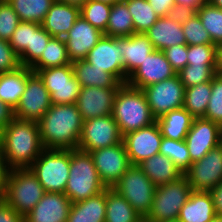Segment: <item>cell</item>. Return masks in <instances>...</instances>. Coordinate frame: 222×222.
I'll list each match as a JSON object with an SVG mask.
<instances>
[{"label": "cell", "instance_id": "cell-1", "mask_svg": "<svg viewBox=\"0 0 222 222\" xmlns=\"http://www.w3.org/2000/svg\"><path fill=\"white\" fill-rule=\"evenodd\" d=\"M0 147L9 169L29 168L45 149L38 122L15 118L0 132Z\"/></svg>", "mask_w": 222, "mask_h": 222}, {"label": "cell", "instance_id": "cell-2", "mask_svg": "<svg viewBox=\"0 0 222 222\" xmlns=\"http://www.w3.org/2000/svg\"><path fill=\"white\" fill-rule=\"evenodd\" d=\"M45 149H76L83 120L76 104H52L38 121Z\"/></svg>", "mask_w": 222, "mask_h": 222}, {"label": "cell", "instance_id": "cell-3", "mask_svg": "<svg viewBox=\"0 0 222 222\" xmlns=\"http://www.w3.org/2000/svg\"><path fill=\"white\" fill-rule=\"evenodd\" d=\"M112 116L122 136L156 122L143 91L127 84L116 94Z\"/></svg>", "mask_w": 222, "mask_h": 222}, {"label": "cell", "instance_id": "cell-4", "mask_svg": "<svg viewBox=\"0 0 222 222\" xmlns=\"http://www.w3.org/2000/svg\"><path fill=\"white\" fill-rule=\"evenodd\" d=\"M105 189L90 152L78 148L70 149L69 178L64 194L71 203L95 196Z\"/></svg>", "mask_w": 222, "mask_h": 222}, {"label": "cell", "instance_id": "cell-5", "mask_svg": "<svg viewBox=\"0 0 222 222\" xmlns=\"http://www.w3.org/2000/svg\"><path fill=\"white\" fill-rule=\"evenodd\" d=\"M45 193L30 168L9 170L4 200L21 216H26Z\"/></svg>", "mask_w": 222, "mask_h": 222}, {"label": "cell", "instance_id": "cell-6", "mask_svg": "<svg viewBox=\"0 0 222 222\" xmlns=\"http://www.w3.org/2000/svg\"><path fill=\"white\" fill-rule=\"evenodd\" d=\"M29 168L46 192L64 193L69 178L70 149H44Z\"/></svg>", "mask_w": 222, "mask_h": 222}, {"label": "cell", "instance_id": "cell-7", "mask_svg": "<svg viewBox=\"0 0 222 222\" xmlns=\"http://www.w3.org/2000/svg\"><path fill=\"white\" fill-rule=\"evenodd\" d=\"M156 188L138 165H132L112 187L141 217L149 214Z\"/></svg>", "mask_w": 222, "mask_h": 222}, {"label": "cell", "instance_id": "cell-8", "mask_svg": "<svg viewBox=\"0 0 222 222\" xmlns=\"http://www.w3.org/2000/svg\"><path fill=\"white\" fill-rule=\"evenodd\" d=\"M192 191L184 174L175 181L158 186L147 218L154 222L178 219L179 212Z\"/></svg>", "mask_w": 222, "mask_h": 222}, {"label": "cell", "instance_id": "cell-9", "mask_svg": "<svg viewBox=\"0 0 222 222\" xmlns=\"http://www.w3.org/2000/svg\"><path fill=\"white\" fill-rule=\"evenodd\" d=\"M37 73L44 81L52 104H76L82 87L76 80L72 64L40 69Z\"/></svg>", "mask_w": 222, "mask_h": 222}, {"label": "cell", "instance_id": "cell-10", "mask_svg": "<svg viewBox=\"0 0 222 222\" xmlns=\"http://www.w3.org/2000/svg\"><path fill=\"white\" fill-rule=\"evenodd\" d=\"M141 90L156 119L169 111L183 107L185 86L177 74Z\"/></svg>", "mask_w": 222, "mask_h": 222}, {"label": "cell", "instance_id": "cell-11", "mask_svg": "<svg viewBox=\"0 0 222 222\" xmlns=\"http://www.w3.org/2000/svg\"><path fill=\"white\" fill-rule=\"evenodd\" d=\"M118 124L112 114L84 120L78 149L91 152L122 142Z\"/></svg>", "mask_w": 222, "mask_h": 222}, {"label": "cell", "instance_id": "cell-12", "mask_svg": "<svg viewBox=\"0 0 222 222\" xmlns=\"http://www.w3.org/2000/svg\"><path fill=\"white\" fill-rule=\"evenodd\" d=\"M51 105L50 94L44 81L38 73L32 72L27 78L25 91L14 109L15 118L38 122Z\"/></svg>", "mask_w": 222, "mask_h": 222}, {"label": "cell", "instance_id": "cell-13", "mask_svg": "<svg viewBox=\"0 0 222 222\" xmlns=\"http://www.w3.org/2000/svg\"><path fill=\"white\" fill-rule=\"evenodd\" d=\"M98 176L106 188L113 185L132 166L123 141L119 144L90 152Z\"/></svg>", "mask_w": 222, "mask_h": 222}, {"label": "cell", "instance_id": "cell-14", "mask_svg": "<svg viewBox=\"0 0 222 222\" xmlns=\"http://www.w3.org/2000/svg\"><path fill=\"white\" fill-rule=\"evenodd\" d=\"M194 191H210L222 182V147L210 150L202 159L192 162L184 173Z\"/></svg>", "mask_w": 222, "mask_h": 222}, {"label": "cell", "instance_id": "cell-15", "mask_svg": "<svg viewBox=\"0 0 222 222\" xmlns=\"http://www.w3.org/2000/svg\"><path fill=\"white\" fill-rule=\"evenodd\" d=\"M93 67L104 69L120 83L125 84L124 61L121 51V37L103 35L84 59Z\"/></svg>", "mask_w": 222, "mask_h": 222}, {"label": "cell", "instance_id": "cell-16", "mask_svg": "<svg viewBox=\"0 0 222 222\" xmlns=\"http://www.w3.org/2000/svg\"><path fill=\"white\" fill-rule=\"evenodd\" d=\"M162 134L157 122L123 135L122 141L132 165L159 154Z\"/></svg>", "mask_w": 222, "mask_h": 222}, {"label": "cell", "instance_id": "cell-17", "mask_svg": "<svg viewBox=\"0 0 222 222\" xmlns=\"http://www.w3.org/2000/svg\"><path fill=\"white\" fill-rule=\"evenodd\" d=\"M222 127L203 117L194 118L185 143L191 162L202 159L210 150L220 145Z\"/></svg>", "mask_w": 222, "mask_h": 222}, {"label": "cell", "instance_id": "cell-18", "mask_svg": "<svg viewBox=\"0 0 222 222\" xmlns=\"http://www.w3.org/2000/svg\"><path fill=\"white\" fill-rule=\"evenodd\" d=\"M176 75L163 51L154 50L147 55L141 65L128 77L126 84L143 89Z\"/></svg>", "mask_w": 222, "mask_h": 222}, {"label": "cell", "instance_id": "cell-19", "mask_svg": "<svg viewBox=\"0 0 222 222\" xmlns=\"http://www.w3.org/2000/svg\"><path fill=\"white\" fill-rule=\"evenodd\" d=\"M119 88L82 87L76 101L82 120L112 114Z\"/></svg>", "mask_w": 222, "mask_h": 222}, {"label": "cell", "instance_id": "cell-20", "mask_svg": "<svg viewBox=\"0 0 222 222\" xmlns=\"http://www.w3.org/2000/svg\"><path fill=\"white\" fill-rule=\"evenodd\" d=\"M103 35L80 15L64 37L71 62L84 60Z\"/></svg>", "mask_w": 222, "mask_h": 222}, {"label": "cell", "instance_id": "cell-21", "mask_svg": "<svg viewBox=\"0 0 222 222\" xmlns=\"http://www.w3.org/2000/svg\"><path fill=\"white\" fill-rule=\"evenodd\" d=\"M71 204L64 193L46 192L24 222H66Z\"/></svg>", "mask_w": 222, "mask_h": 222}, {"label": "cell", "instance_id": "cell-22", "mask_svg": "<svg viewBox=\"0 0 222 222\" xmlns=\"http://www.w3.org/2000/svg\"><path fill=\"white\" fill-rule=\"evenodd\" d=\"M155 50L144 33L121 37V51L124 61L125 84L128 77L141 65L147 55Z\"/></svg>", "mask_w": 222, "mask_h": 222}, {"label": "cell", "instance_id": "cell-23", "mask_svg": "<svg viewBox=\"0 0 222 222\" xmlns=\"http://www.w3.org/2000/svg\"><path fill=\"white\" fill-rule=\"evenodd\" d=\"M80 16V8L55 1L41 26L52 36L64 38Z\"/></svg>", "mask_w": 222, "mask_h": 222}, {"label": "cell", "instance_id": "cell-24", "mask_svg": "<svg viewBox=\"0 0 222 222\" xmlns=\"http://www.w3.org/2000/svg\"><path fill=\"white\" fill-rule=\"evenodd\" d=\"M144 34L155 50L163 51L173 45L186 44L182 24L168 16L160 17Z\"/></svg>", "mask_w": 222, "mask_h": 222}, {"label": "cell", "instance_id": "cell-25", "mask_svg": "<svg viewBox=\"0 0 222 222\" xmlns=\"http://www.w3.org/2000/svg\"><path fill=\"white\" fill-rule=\"evenodd\" d=\"M216 214L210 192L193 190L182 206L178 219L180 222H210Z\"/></svg>", "mask_w": 222, "mask_h": 222}, {"label": "cell", "instance_id": "cell-26", "mask_svg": "<svg viewBox=\"0 0 222 222\" xmlns=\"http://www.w3.org/2000/svg\"><path fill=\"white\" fill-rule=\"evenodd\" d=\"M106 189L90 198L71 204L66 222H105Z\"/></svg>", "mask_w": 222, "mask_h": 222}, {"label": "cell", "instance_id": "cell-27", "mask_svg": "<svg viewBox=\"0 0 222 222\" xmlns=\"http://www.w3.org/2000/svg\"><path fill=\"white\" fill-rule=\"evenodd\" d=\"M72 67L81 87L120 88L123 85L112 74L93 67L86 60L73 61Z\"/></svg>", "mask_w": 222, "mask_h": 222}, {"label": "cell", "instance_id": "cell-28", "mask_svg": "<svg viewBox=\"0 0 222 222\" xmlns=\"http://www.w3.org/2000/svg\"><path fill=\"white\" fill-rule=\"evenodd\" d=\"M33 71L20 66L14 71L0 73V100L15 109L25 91L28 76Z\"/></svg>", "mask_w": 222, "mask_h": 222}, {"label": "cell", "instance_id": "cell-29", "mask_svg": "<svg viewBox=\"0 0 222 222\" xmlns=\"http://www.w3.org/2000/svg\"><path fill=\"white\" fill-rule=\"evenodd\" d=\"M158 187L180 178L183 173L166 156L157 154L138 165Z\"/></svg>", "mask_w": 222, "mask_h": 222}, {"label": "cell", "instance_id": "cell-30", "mask_svg": "<svg viewBox=\"0 0 222 222\" xmlns=\"http://www.w3.org/2000/svg\"><path fill=\"white\" fill-rule=\"evenodd\" d=\"M194 117L183 107L174 109L156 119L163 137L185 140Z\"/></svg>", "mask_w": 222, "mask_h": 222}, {"label": "cell", "instance_id": "cell-31", "mask_svg": "<svg viewBox=\"0 0 222 222\" xmlns=\"http://www.w3.org/2000/svg\"><path fill=\"white\" fill-rule=\"evenodd\" d=\"M105 222H137L141 216L112 188H106Z\"/></svg>", "mask_w": 222, "mask_h": 222}, {"label": "cell", "instance_id": "cell-32", "mask_svg": "<svg viewBox=\"0 0 222 222\" xmlns=\"http://www.w3.org/2000/svg\"><path fill=\"white\" fill-rule=\"evenodd\" d=\"M135 33L132 16L124 1L112 5L106 31L109 37H128Z\"/></svg>", "mask_w": 222, "mask_h": 222}, {"label": "cell", "instance_id": "cell-33", "mask_svg": "<svg viewBox=\"0 0 222 222\" xmlns=\"http://www.w3.org/2000/svg\"><path fill=\"white\" fill-rule=\"evenodd\" d=\"M72 64L69 59L64 38L52 37L44 48L40 59L30 68L33 72L50 67Z\"/></svg>", "mask_w": 222, "mask_h": 222}, {"label": "cell", "instance_id": "cell-34", "mask_svg": "<svg viewBox=\"0 0 222 222\" xmlns=\"http://www.w3.org/2000/svg\"><path fill=\"white\" fill-rule=\"evenodd\" d=\"M212 92V82H205L185 88L183 108L194 118L205 116L207 105Z\"/></svg>", "mask_w": 222, "mask_h": 222}, {"label": "cell", "instance_id": "cell-35", "mask_svg": "<svg viewBox=\"0 0 222 222\" xmlns=\"http://www.w3.org/2000/svg\"><path fill=\"white\" fill-rule=\"evenodd\" d=\"M20 21L41 24L55 0H7Z\"/></svg>", "mask_w": 222, "mask_h": 222}, {"label": "cell", "instance_id": "cell-36", "mask_svg": "<svg viewBox=\"0 0 222 222\" xmlns=\"http://www.w3.org/2000/svg\"><path fill=\"white\" fill-rule=\"evenodd\" d=\"M132 16L135 33H145L160 18L147 0H123Z\"/></svg>", "mask_w": 222, "mask_h": 222}, {"label": "cell", "instance_id": "cell-37", "mask_svg": "<svg viewBox=\"0 0 222 222\" xmlns=\"http://www.w3.org/2000/svg\"><path fill=\"white\" fill-rule=\"evenodd\" d=\"M52 36L41 26L32 23L31 48H26L20 55L21 66L31 68L42 56L44 48L47 46Z\"/></svg>", "mask_w": 222, "mask_h": 222}, {"label": "cell", "instance_id": "cell-38", "mask_svg": "<svg viewBox=\"0 0 222 222\" xmlns=\"http://www.w3.org/2000/svg\"><path fill=\"white\" fill-rule=\"evenodd\" d=\"M196 14L207 30L213 44L222 45V9L206 2L197 9Z\"/></svg>", "mask_w": 222, "mask_h": 222}, {"label": "cell", "instance_id": "cell-39", "mask_svg": "<svg viewBox=\"0 0 222 222\" xmlns=\"http://www.w3.org/2000/svg\"><path fill=\"white\" fill-rule=\"evenodd\" d=\"M159 154L168 157L183 174L192 164L185 140L163 137Z\"/></svg>", "mask_w": 222, "mask_h": 222}, {"label": "cell", "instance_id": "cell-40", "mask_svg": "<svg viewBox=\"0 0 222 222\" xmlns=\"http://www.w3.org/2000/svg\"><path fill=\"white\" fill-rule=\"evenodd\" d=\"M112 5L95 0H88L81 8L80 15L92 26L105 32Z\"/></svg>", "mask_w": 222, "mask_h": 222}, {"label": "cell", "instance_id": "cell-41", "mask_svg": "<svg viewBox=\"0 0 222 222\" xmlns=\"http://www.w3.org/2000/svg\"><path fill=\"white\" fill-rule=\"evenodd\" d=\"M216 65L192 66L186 65L177 73L185 88L196 86L205 82H212Z\"/></svg>", "mask_w": 222, "mask_h": 222}, {"label": "cell", "instance_id": "cell-42", "mask_svg": "<svg viewBox=\"0 0 222 222\" xmlns=\"http://www.w3.org/2000/svg\"><path fill=\"white\" fill-rule=\"evenodd\" d=\"M217 46L214 44L189 45L187 65H216Z\"/></svg>", "mask_w": 222, "mask_h": 222}, {"label": "cell", "instance_id": "cell-43", "mask_svg": "<svg viewBox=\"0 0 222 222\" xmlns=\"http://www.w3.org/2000/svg\"><path fill=\"white\" fill-rule=\"evenodd\" d=\"M203 118L222 127V76L215 75L212 79V92Z\"/></svg>", "mask_w": 222, "mask_h": 222}, {"label": "cell", "instance_id": "cell-44", "mask_svg": "<svg viewBox=\"0 0 222 222\" xmlns=\"http://www.w3.org/2000/svg\"><path fill=\"white\" fill-rule=\"evenodd\" d=\"M182 29L186 44H213L207 30L203 27L202 22L197 14H195L186 23L182 24Z\"/></svg>", "mask_w": 222, "mask_h": 222}, {"label": "cell", "instance_id": "cell-45", "mask_svg": "<svg viewBox=\"0 0 222 222\" xmlns=\"http://www.w3.org/2000/svg\"><path fill=\"white\" fill-rule=\"evenodd\" d=\"M20 22L12 5L7 0H0V39L9 41Z\"/></svg>", "mask_w": 222, "mask_h": 222}, {"label": "cell", "instance_id": "cell-46", "mask_svg": "<svg viewBox=\"0 0 222 222\" xmlns=\"http://www.w3.org/2000/svg\"><path fill=\"white\" fill-rule=\"evenodd\" d=\"M32 22L21 21L9 40L10 46L20 55L26 48H31Z\"/></svg>", "mask_w": 222, "mask_h": 222}, {"label": "cell", "instance_id": "cell-47", "mask_svg": "<svg viewBox=\"0 0 222 222\" xmlns=\"http://www.w3.org/2000/svg\"><path fill=\"white\" fill-rule=\"evenodd\" d=\"M20 66L19 55L10 46L9 41L0 39V73L14 71Z\"/></svg>", "mask_w": 222, "mask_h": 222}, {"label": "cell", "instance_id": "cell-48", "mask_svg": "<svg viewBox=\"0 0 222 222\" xmlns=\"http://www.w3.org/2000/svg\"><path fill=\"white\" fill-rule=\"evenodd\" d=\"M163 53L176 74L187 65V44L173 45L163 50Z\"/></svg>", "mask_w": 222, "mask_h": 222}, {"label": "cell", "instance_id": "cell-49", "mask_svg": "<svg viewBox=\"0 0 222 222\" xmlns=\"http://www.w3.org/2000/svg\"><path fill=\"white\" fill-rule=\"evenodd\" d=\"M196 14V11L185 5L175 4L168 13V17L180 24L186 23Z\"/></svg>", "mask_w": 222, "mask_h": 222}, {"label": "cell", "instance_id": "cell-50", "mask_svg": "<svg viewBox=\"0 0 222 222\" xmlns=\"http://www.w3.org/2000/svg\"><path fill=\"white\" fill-rule=\"evenodd\" d=\"M0 222H24V217L17 213L5 200L0 201Z\"/></svg>", "mask_w": 222, "mask_h": 222}, {"label": "cell", "instance_id": "cell-51", "mask_svg": "<svg viewBox=\"0 0 222 222\" xmlns=\"http://www.w3.org/2000/svg\"><path fill=\"white\" fill-rule=\"evenodd\" d=\"M159 17L168 15L169 10L175 5V0H147Z\"/></svg>", "mask_w": 222, "mask_h": 222}, {"label": "cell", "instance_id": "cell-52", "mask_svg": "<svg viewBox=\"0 0 222 222\" xmlns=\"http://www.w3.org/2000/svg\"><path fill=\"white\" fill-rule=\"evenodd\" d=\"M14 119V109L0 100V132Z\"/></svg>", "mask_w": 222, "mask_h": 222}, {"label": "cell", "instance_id": "cell-53", "mask_svg": "<svg viewBox=\"0 0 222 222\" xmlns=\"http://www.w3.org/2000/svg\"><path fill=\"white\" fill-rule=\"evenodd\" d=\"M9 170L0 147V201L5 199L6 182Z\"/></svg>", "mask_w": 222, "mask_h": 222}, {"label": "cell", "instance_id": "cell-54", "mask_svg": "<svg viewBox=\"0 0 222 222\" xmlns=\"http://www.w3.org/2000/svg\"><path fill=\"white\" fill-rule=\"evenodd\" d=\"M209 192L213 199L215 212L217 214H222V182Z\"/></svg>", "mask_w": 222, "mask_h": 222}, {"label": "cell", "instance_id": "cell-55", "mask_svg": "<svg viewBox=\"0 0 222 222\" xmlns=\"http://www.w3.org/2000/svg\"><path fill=\"white\" fill-rule=\"evenodd\" d=\"M207 0H175V4L178 5H185L187 7L192 8L193 10L197 11V9Z\"/></svg>", "mask_w": 222, "mask_h": 222}, {"label": "cell", "instance_id": "cell-56", "mask_svg": "<svg viewBox=\"0 0 222 222\" xmlns=\"http://www.w3.org/2000/svg\"><path fill=\"white\" fill-rule=\"evenodd\" d=\"M215 74L222 76V45L217 46Z\"/></svg>", "mask_w": 222, "mask_h": 222}, {"label": "cell", "instance_id": "cell-57", "mask_svg": "<svg viewBox=\"0 0 222 222\" xmlns=\"http://www.w3.org/2000/svg\"><path fill=\"white\" fill-rule=\"evenodd\" d=\"M55 1L81 8L88 0H55Z\"/></svg>", "mask_w": 222, "mask_h": 222}, {"label": "cell", "instance_id": "cell-58", "mask_svg": "<svg viewBox=\"0 0 222 222\" xmlns=\"http://www.w3.org/2000/svg\"><path fill=\"white\" fill-rule=\"evenodd\" d=\"M207 2L212 6L222 9V0H207Z\"/></svg>", "mask_w": 222, "mask_h": 222}, {"label": "cell", "instance_id": "cell-59", "mask_svg": "<svg viewBox=\"0 0 222 222\" xmlns=\"http://www.w3.org/2000/svg\"><path fill=\"white\" fill-rule=\"evenodd\" d=\"M210 222H222V214H216Z\"/></svg>", "mask_w": 222, "mask_h": 222}, {"label": "cell", "instance_id": "cell-60", "mask_svg": "<svg viewBox=\"0 0 222 222\" xmlns=\"http://www.w3.org/2000/svg\"><path fill=\"white\" fill-rule=\"evenodd\" d=\"M95 1L105 2V3H108V4L113 5V4H115V3H117V2H121V1H123V0H95Z\"/></svg>", "mask_w": 222, "mask_h": 222}, {"label": "cell", "instance_id": "cell-61", "mask_svg": "<svg viewBox=\"0 0 222 222\" xmlns=\"http://www.w3.org/2000/svg\"><path fill=\"white\" fill-rule=\"evenodd\" d=\"M137 222H154V221L148 219L147 217H141Z\"/></svg>", "mask_w": 222, "mask_h": 222}, {"label": "cell", "instance_id": "cell-62", "mask_svg": "<svg viewBox=\"0 0 222 222\" xmlns=\"http://www.w3.org/2000/svg\"><path fill=\"white\" fill-rule=\"evenodd\" d=\"M163 222H180L179 219H175V220H169V221H163Z\"/></svg>", "mask_w": 222, "mask_h": 222}, {"label": "cell", "instance_id": "cell-63", "mask_svg": "<svg viewBox=\"0 0 222 222\" xmlns=\"http://www.w3.org/2000/svg\"><path fill=\"white\" fill-rule=\"evenodd\" d=\"M220 146L222 147V132H221V137H220Z\"/></svg>", "mask_w": 222, "mask_h": 222}]
</instances>
